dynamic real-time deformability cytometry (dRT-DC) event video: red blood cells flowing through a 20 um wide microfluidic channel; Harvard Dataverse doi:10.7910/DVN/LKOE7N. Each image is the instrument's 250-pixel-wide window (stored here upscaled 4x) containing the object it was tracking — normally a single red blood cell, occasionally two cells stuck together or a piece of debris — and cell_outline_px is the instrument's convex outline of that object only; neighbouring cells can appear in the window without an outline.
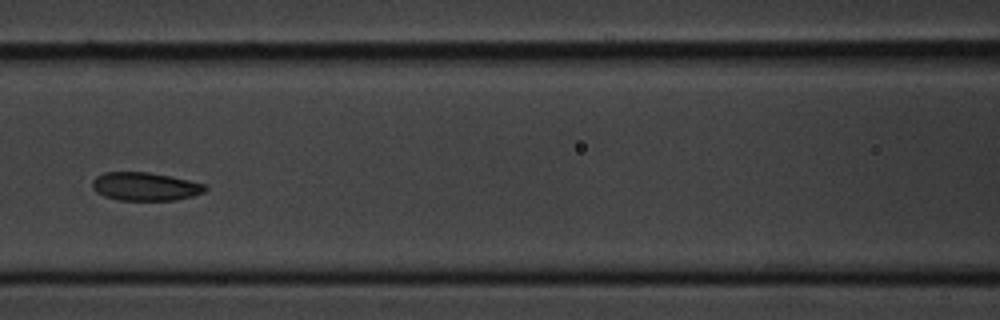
{"species": "common noctule bat (a hibernating species)", "species_latin": "Nyctalus noctula", "temperature_condition": "cold", "stored_images_in_passage": 9, "camera_frame_rate_fps": 3000, "um_per_image_px": 0.085, "animal": {"sex": "male", "body_mass_g": 20.1, "forearm_length_mm": 53.5}, "frame": {"image": 1, "passage_image": 6, "time_ms": 5.667, "image_size_px": [1000, 320], "cell_outline_px": [[208, 188], [204, 192], [192, 196], [176, 200], [120, 200], [104, 196], [96, 192], [92, 188], [92, 180], [96, 176], [104, 172], [148, 172], [188, 180], [204, 184]], "centroid_in_image_um": [12.31, 15.85], "position_along_channel_um": 154.3, "area_um2": 18.55}}
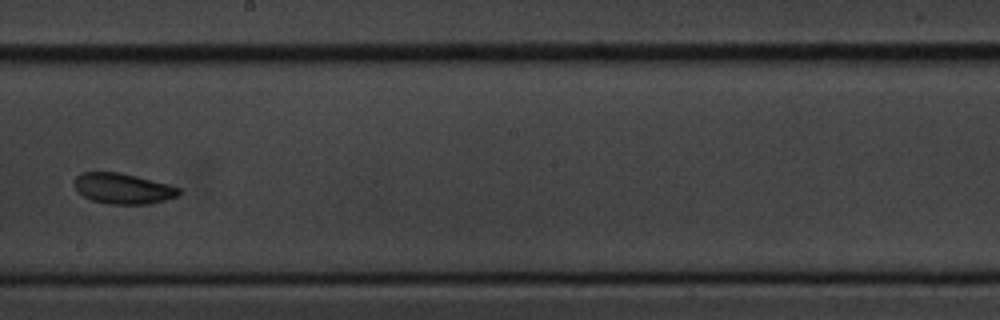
{"frame": {"image": 2, "passage_image": 8, "time_ms": 8.0, "image_size_px": [1000, 320], "cell_outline_px": [[180, 192], [176, 196], [152, 204], [108, 204], [92, 200], [76, 192], [72, 184], [72, 180], [80, 172], [120, 172], [168, 184], [180, 188]], "centroid_in_image_um": [10.38, 16.02], "position_along_channel_um": 237.8, "area_um2": 18.84}}
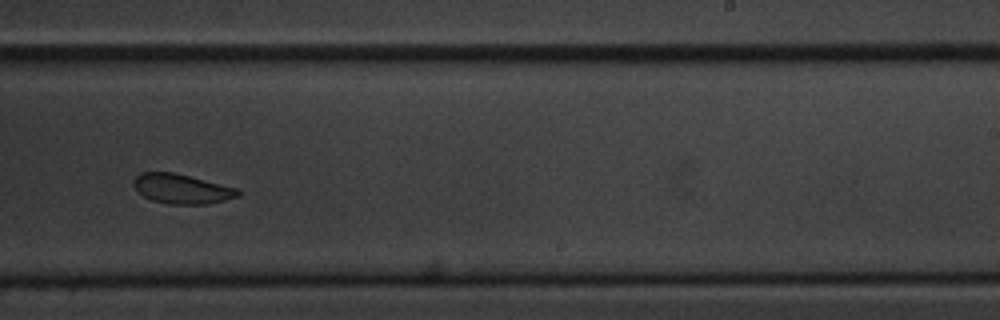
{"frame": {"image": 3, "passage_image": 9, "time_ms": 9.0, "image_size_px": [1000, 320], "cell_outline_px": [[240, 196], [208, 204], [168, 204], [152, 200], [144, 196], [132, 184], [132, 180], [140, 172], [172, 172], [240, 188]], "centroid_in_image_um": [15.47, 16.05], "position_along_channel_um": 273.5, "area_um2": 18.09}}